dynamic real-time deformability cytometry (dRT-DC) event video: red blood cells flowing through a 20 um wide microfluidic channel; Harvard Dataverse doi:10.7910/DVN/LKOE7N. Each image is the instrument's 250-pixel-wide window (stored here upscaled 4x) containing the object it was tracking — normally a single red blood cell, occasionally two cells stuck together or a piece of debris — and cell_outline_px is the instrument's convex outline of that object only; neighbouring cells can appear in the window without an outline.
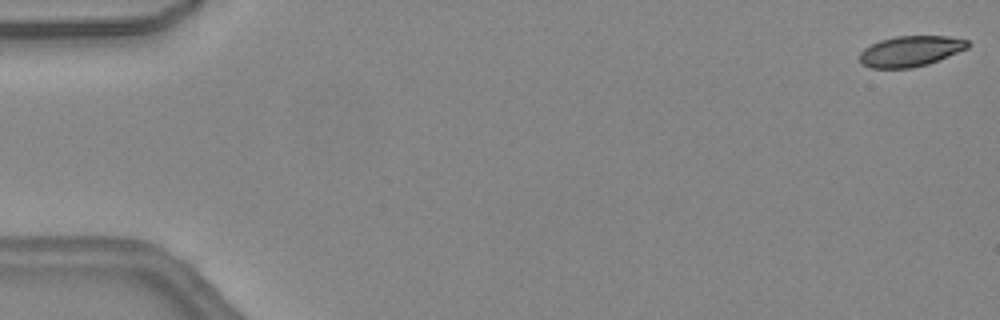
{"species": "common noctule bat (a hibernating species)", "species_latin": "Nyctalus noctula", "temperature_condition": "warm", "stored_images_in_passage": 15, "camera_frame_rate_fps": 3000, "um_per_image_px": 0.085, "animal": {"sex": "female", "body_mass_g": 24.6, "forearm_length_mm": 56.2}, "frame": {"image": 1, "passage_image": 1, "time_ms": 0.0, "image_size_px": [1000, 320], "cell_outline_px": [[972, 44], [968, 48], [928, 64], [912, 68], [872, 68], [860, 64], [860, 52], [864, 48], [880, 40], [896, 36], [948, 36], [968, 40]], "centroid_in_image_um": [77.4, 4.35], "position_along_channel_um": 7.6, "area_um2": 19.36}}
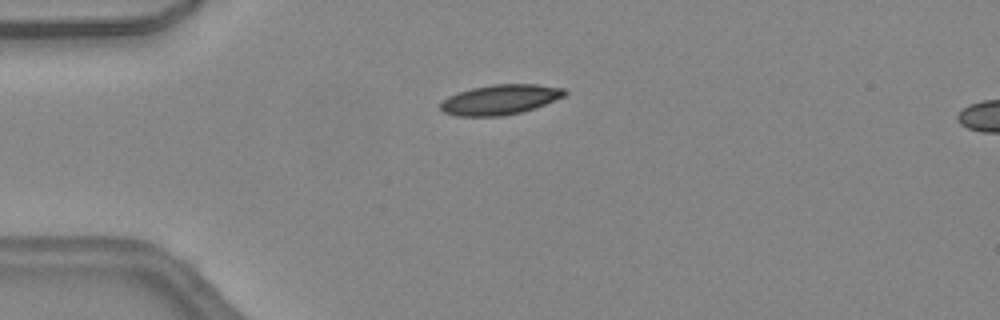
{"frame": {"image": 2, "passage_image": 12, "time_ms": 3.667, "image_size_px": [1000, 320], "cell_outline_px": [[568, 92], [564, 96], [536, 108], [524, 112], [504, 116], [456, 116], [444, 112], [440, 108], [440, 104], [448, 96], [472, 88], [492, 84], [536, 84], [564, 88]], "centroid_in_image_um": [42.54, 8.47], "position_along_channel_um": 42.5, "area_um2": 21.79}}